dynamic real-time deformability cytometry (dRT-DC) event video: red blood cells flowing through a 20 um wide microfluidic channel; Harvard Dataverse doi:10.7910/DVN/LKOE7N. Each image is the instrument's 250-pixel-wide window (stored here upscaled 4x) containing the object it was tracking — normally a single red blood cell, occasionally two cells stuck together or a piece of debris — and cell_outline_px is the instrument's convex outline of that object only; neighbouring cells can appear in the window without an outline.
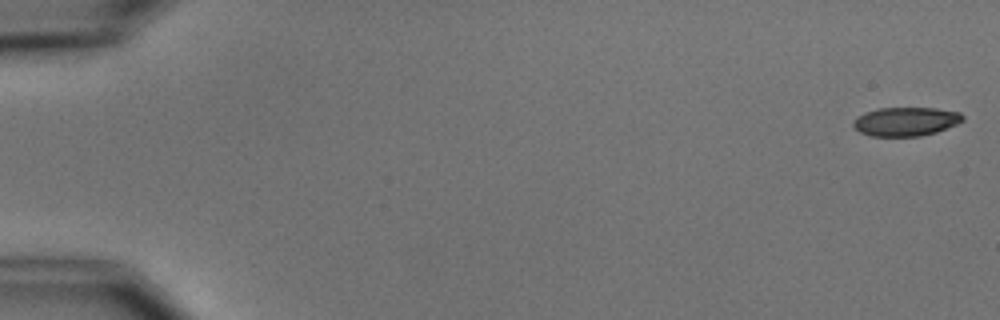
{"species": "common noctule bat (a hibernating species)", "species_latin": "Nyctalus noctula", "temperature_condition": "cold", "stored_images_in_passage": 7, "camera_frame_rate_fps": 3000, "um_per_image_px": 0.085, "animal": {"sex": "male", "body_mass_g": 15.6}, "frame": {"image": 1, "passage_image": 1, "time_ms": 0.0, "image_size_px": [1000, 320], "cell_outline_px": [[964, 120], [956, 124], [936, 132], [920, 136], [872, 136], [860, 132], [852, 124], [864, 112], [880, 108], [936, 108], [960, 112], [964, 116]], "centroid_in_image_um": [77.03, 10.32], "position_along_channel_um": 8.0, "area_um2": 18.21}}
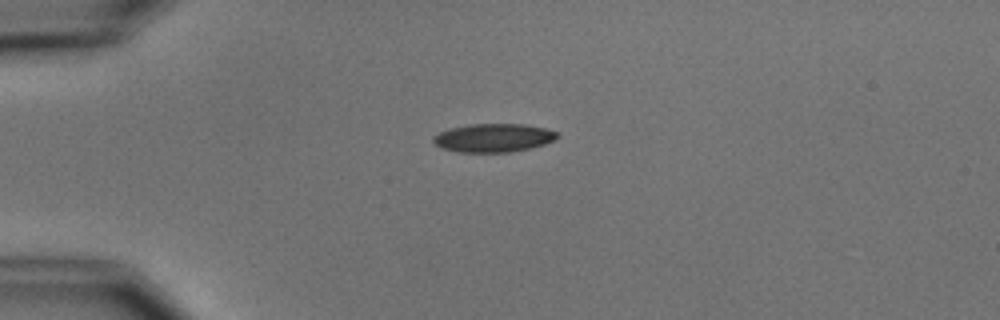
{"frame": {"image": 2, "passage_image": 4, "time_ms": 4.333, "image_size_px": [1000, 320], "cell_outline_px": [[560, 136], [556, 140], [532, 148], [512, 152], [460, 152], [444, 148], [436, 144], [432, 140], [432, 136], [440, 132], [452, 128], [472, 124], [524, 124], [544, 128], [560, 132]], "centroid_in_image_um": [42.02, 11.72], "position_along_channel_um": 43.0, "area_um2": 20.58}}
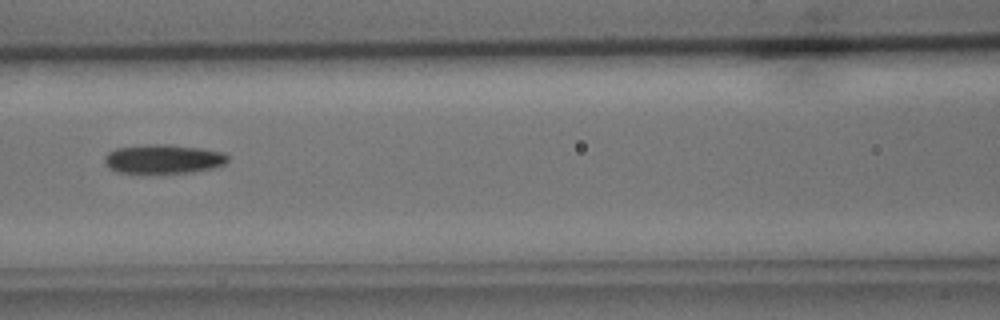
{"frame": {"image": 3, "passage_image": 7, "time_ms": 8.0, "image_size_px": [1000, 320], "cell_outline_px": [[228, 160], [224, 164], [212, 168], [192, 172], [140, 176], [120, 172], [108, 168], [104, 164], [104, 156], [108, 152], [116, 148], [148, 144], [168, 144], [200, 148], [224, 152], [228, 156]], "centroid_in_image_um": [13.82, 13.55], "position_along_channel_um": 152.8, "area_um2": 21.79}}